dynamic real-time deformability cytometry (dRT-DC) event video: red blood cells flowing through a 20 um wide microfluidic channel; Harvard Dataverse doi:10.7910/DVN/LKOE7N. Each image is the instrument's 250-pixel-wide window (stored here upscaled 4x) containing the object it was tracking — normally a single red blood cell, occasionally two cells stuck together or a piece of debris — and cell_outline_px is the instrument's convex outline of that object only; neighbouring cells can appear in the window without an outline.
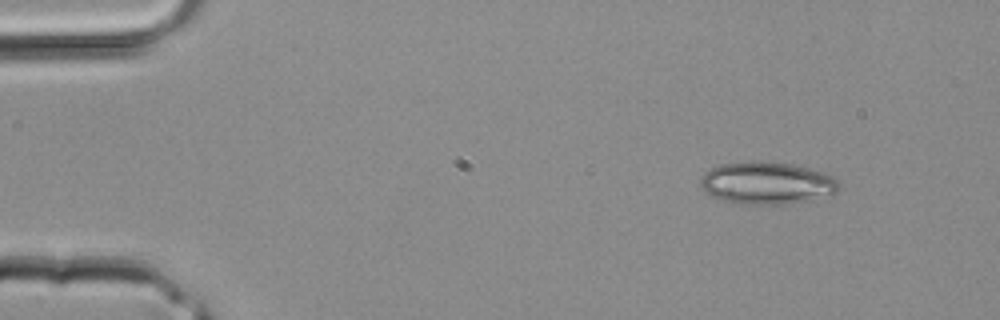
{"species": "common noctule bat (a hibernating species)", "species_latin": "Nyctalus noctula", "temperature_condition": "room temperature", "stored_images_in_passage": 3, "camera_frame_rate_fps": 3000, "um_per_image_px": 0.085, "animal": {"sex": "male", "body_mass_g": 20.4}, "frame": {"image": 1, "passage_image": 1, "time_ms": 0.0, "image_size_px": [1000, 320], "cell_outline_px": [[840, 188], [836, 192], [792, 204], [736, 204], [712, 196], [700, 188], [700, 176], [704, 172], [720, 164], [748, 160], [756, 160], [792, 164], [824, 172], [836, 176], [840, 180]], "centroid_in_image_um": [65.17, 15.54], "position_along_channel_um": 19.8, "area_um2": 34.62}}